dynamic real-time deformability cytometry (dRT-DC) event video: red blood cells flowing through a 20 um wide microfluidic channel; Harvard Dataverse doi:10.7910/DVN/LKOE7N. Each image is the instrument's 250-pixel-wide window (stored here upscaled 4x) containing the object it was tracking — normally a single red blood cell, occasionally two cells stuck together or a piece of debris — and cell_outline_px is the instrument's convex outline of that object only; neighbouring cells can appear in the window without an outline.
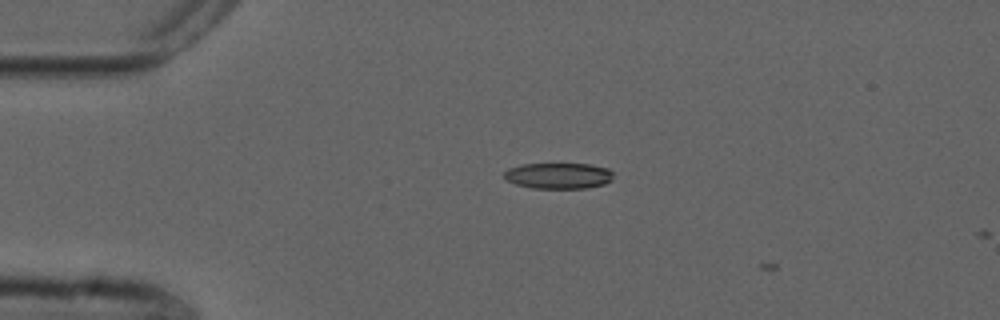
{"species": "common noctule bat (a hibernating species)", "species_latin": "Nyctalus noctula", "temperature_condition": "cold", "stored_images_in_passage": 2, "camera_frame_rate_fps": 3000, "um_per_image_px": 0.085, "animal": {"sex": "male", "forearm_length_mm": 52.5}, "frame": {"image": 1, "passage_image": 1, "time_ms": 0.0, "image_size_px": [1000, 320], "cell_outline_px": [[612, 180], [604, 184], [588, 188], [532, 188], [516, 184], [508, 180], [504, 176], [504, 172], [508, 168], [520, 164], [592, 164], [608, 168], [612, 172]], "centroid_in_image_um": [47.48, 14.93], "position_along_channel_um": 37.5, "area_um2": 16.53}}